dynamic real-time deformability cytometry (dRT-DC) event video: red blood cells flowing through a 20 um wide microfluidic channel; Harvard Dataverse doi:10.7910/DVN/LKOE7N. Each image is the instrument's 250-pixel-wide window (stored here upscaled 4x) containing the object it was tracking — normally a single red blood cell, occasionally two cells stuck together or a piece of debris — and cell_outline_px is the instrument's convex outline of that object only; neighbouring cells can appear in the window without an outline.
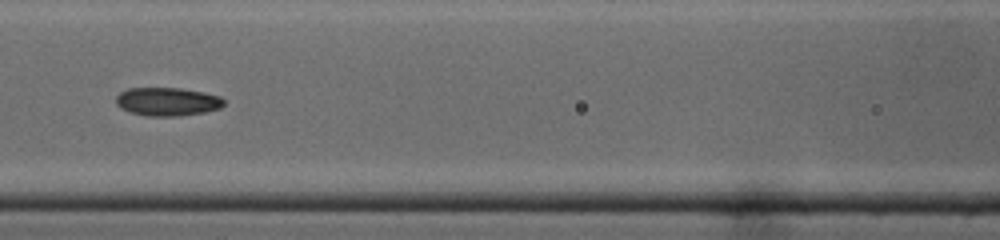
{"species": "common noctule bat (a hibernating species)", "species_latin": "Nyctalus noctula", "temperature_condition": "cold", "stored_images_in_passage": 37, "camera_frame_rate_fps": 3000, "um_per_image_px": 0.085, "animal": {"sex": "male", "body_mass_g": 19.0, "forearm_length_mm": 50.8}, "frame": {"image": 1, "passage_image": 11, "time_ms": 3.333, "image_size_px": [1000, 240], "cell_outline_px": [[224, 104], [220, 108], [204, 112], [176, 116], [148, 116], [132, 112], [120, 108], [116, 104], [116, 96], [120, 92], [128, 88], [180, 88], [204, 92], [220, 96], [224, 100]], "centroid_in_image_um": [14.22, 8.63], "position_along_channel_um": 152.4, "area_um2": 17.8}}
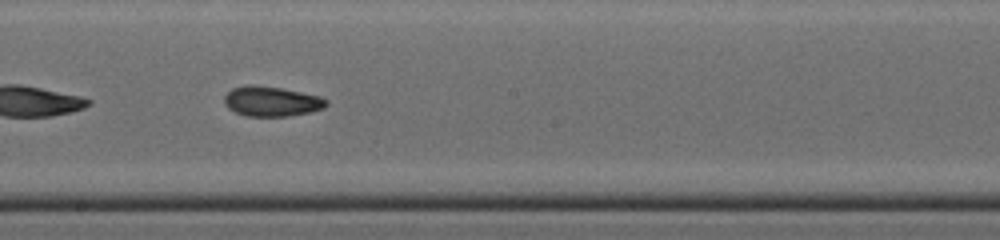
{"frame": {"image": 2, "passage_image": 16, "time_ms": 5.0, "image_size_px": [1000, 240], "cell_outline_px": [[328, 104], [324, 108], [308, 112], [288, 116], [248, 116], [236, 112], [228, 108], [224, 104], [224, 96], [232, 88], [248, 84], [256, 84], [280, 88], [320, 96], [328, 100]], "centroid_in_image_um": [23.06, 8.6], "position_along_channel_um": 225.1, "area_um2": 17.8}}
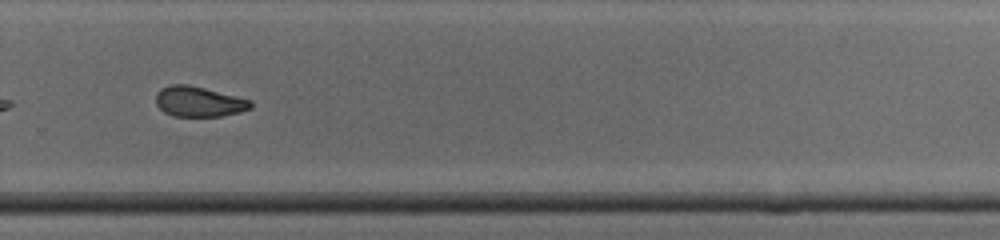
{"frame": {"image": 3, "passage_image": 22, "time_ms": 7.0, "image_size_px": [1000, 240], "cell_outline_px": [[252, 108], [240, 112], [220, 116], [172, 116], [164, 112], [156, 104], [156, 92], [160, 88], [172, 84], [188, 84], [252, 100]], "centroid_in_image_um": [16.89, 8.63], "position_along_channel_um": 312.9, "area_um2": 16.76}, "authors_computed_cell_mechanics": {"area_um2": 17.8024, "velocity_mm_per_s": 4.3884, "shape_relaxation_time_tau1_ms": null, "shape_relaxation_time_tau2_ms": 2.7447, "deformation_change_tau1": null, "deformation_change_tau2": 0.0827}}